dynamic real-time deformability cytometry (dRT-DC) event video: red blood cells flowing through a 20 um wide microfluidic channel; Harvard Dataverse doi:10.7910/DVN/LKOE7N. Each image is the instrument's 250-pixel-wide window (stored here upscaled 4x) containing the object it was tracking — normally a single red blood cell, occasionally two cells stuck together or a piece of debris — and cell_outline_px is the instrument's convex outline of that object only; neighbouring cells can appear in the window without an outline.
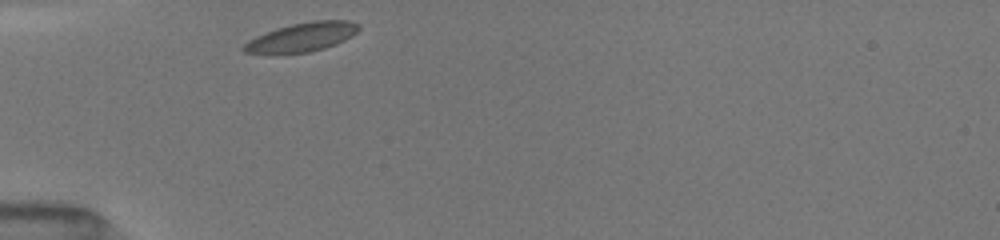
{"species": "common noctule bat (a hibernating species)", "species_latin": "Nyctalus noctula", "temperature_condition": "room temperature", "stored_images_in_passage": 6, "camera_frame_rate_fps": 3000, "um_per_image_px": 0.085, "animal": {"sex": "female", "body_mass_g": 19.5, "forearm_length_mm": 54.1}, "frame": {"image": 1, "passage_image": 1, "time_ms": 0.0, "image_size_px": [1000, 240], "cell_outline_px": [[360, 28], [352, 36], [336, 44], [324, 48], [308, 52], [244, 52], [240, 48], [248, 40], [256, 36], [276, 28], [292, 24], [312, 20], [348, 20], [360, 24]], "centroid_in_image_um": [25.71, 3.12], "position_along_channel_um": 59.3, "area_um2": 19.07}}
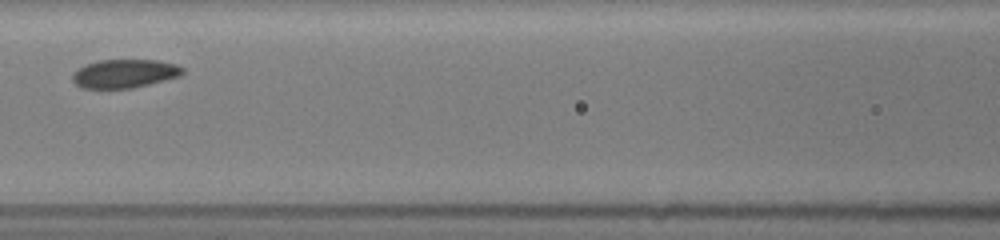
{"frame": {"image": 2, "passage_image": 4, "time_ms": 2.667, "image_size_px": [1000, 240], "cell_outline_px": [[184, 72], [180, 76], [132, 88], [80, 88], [72, 80], [72, 72], [76, 68], [84, 64], [100, 60], [156, 60], [176, 64], [184, 68]], "centroid_in_image_um": [10.54, 6.25], "position_along_channel_um": 156.1, "area_um2": 18.44}}
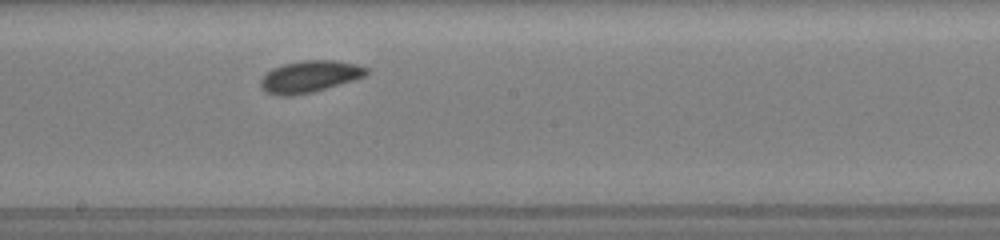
{"frame": {"image": 3, "passage_image": 6, "time_ms": 4.333, "image_size_px": [1000, 240], "cell_outline_px": [[368, 72], [364, 76], [352, 80], [312, 92], [292, 96], [276, 96], [260, 88], [260, 80], [272, 68], [284, 64], [300, 60], [336, 60], [356, 64], [368, 68]], "centroid_in_image_um": [26.29, 6.5], "position_along_channel_um": 221.9, "area_um2": 19.48}}